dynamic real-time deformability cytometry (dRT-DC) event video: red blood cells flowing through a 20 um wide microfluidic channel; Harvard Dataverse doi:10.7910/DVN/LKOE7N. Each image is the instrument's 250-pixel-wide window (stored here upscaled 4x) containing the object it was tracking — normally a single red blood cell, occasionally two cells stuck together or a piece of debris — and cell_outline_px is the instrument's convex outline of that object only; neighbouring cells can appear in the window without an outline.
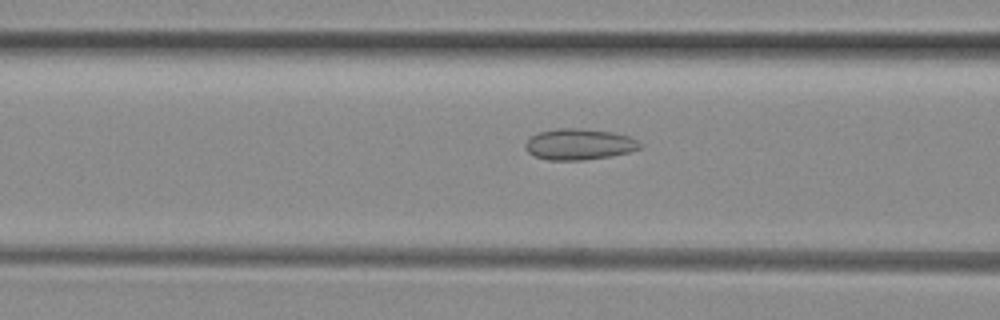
{"species": "common noctule bat (a hibernating species)", "species_latin": "Nyctalus noctula", "temperature_condition": "room temperature", "stored_images_in_passage": 4, "camera_frame_rate_fps": 3000, "um_per_image_px": 0.085, "animal": {"sex": "female", "body_mass_g": 29.2, "forearm_length_mm": 56.3}, "frame": {"image": 1, "passage_image": 3, "time_ms": 0.667, "image_size_px": [1000, 320], "cell_outline_px": [[644, 144], [640, 148], [628, 152], [608, 156], [584, 160], [548, 160], [536, 156], [528, 152], [524, 148], [524, 144], [532, 136], [540, 132], [556, 128], [576, 128], [612, 132], [628, 136]], "centroid_in_image_um": [49.21, 12.26], "position_along_channel_um": 117.4, "area_um2": 20.58}}